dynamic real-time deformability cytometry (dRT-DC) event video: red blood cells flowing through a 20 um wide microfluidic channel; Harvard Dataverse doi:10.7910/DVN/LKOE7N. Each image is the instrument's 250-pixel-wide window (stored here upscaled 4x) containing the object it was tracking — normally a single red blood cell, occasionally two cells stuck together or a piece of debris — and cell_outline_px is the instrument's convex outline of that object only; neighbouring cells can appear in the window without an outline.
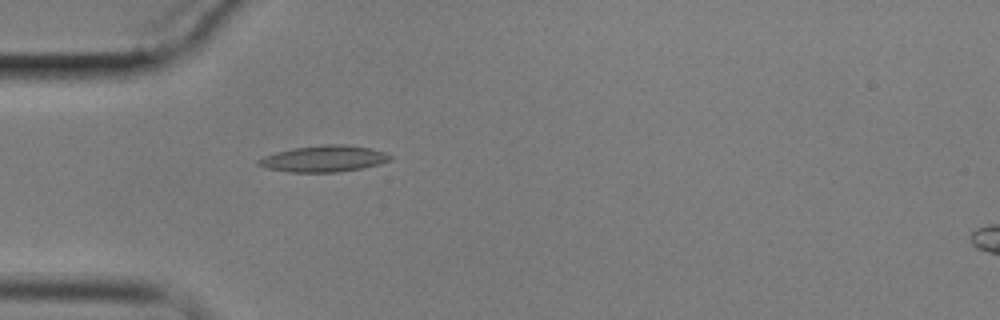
{"species": "common noctule bat (a hibernating species)", "species_latin": "Nyctalus noctula", "temperature_condition": "cold", "stored_images_in_passage": 4, "camera_frame_rate_fps": 3000, "um_per_image_px": 0.085, "animal": {"sex": "male", "body_mass_g": 17.9}, "frame": {"image": 1, "passage_image": 4, "time_ms": 4.667, "image_size_px": [1000, 320], "cell_outline_px": [[392, 160], [380, 164], [360, 168], [336, 172], [288, 172], [264, 168], [256, 164], [256, 160], [264, 156], [276, 152], [292, 148], [324, 144], [344, 144], [368, 148], [384, 152], [392, 156]], "centroid_in_image_um": [27.48, 13.49], "position_along_channel_um": 57.5, "area_um2": 20.29}}